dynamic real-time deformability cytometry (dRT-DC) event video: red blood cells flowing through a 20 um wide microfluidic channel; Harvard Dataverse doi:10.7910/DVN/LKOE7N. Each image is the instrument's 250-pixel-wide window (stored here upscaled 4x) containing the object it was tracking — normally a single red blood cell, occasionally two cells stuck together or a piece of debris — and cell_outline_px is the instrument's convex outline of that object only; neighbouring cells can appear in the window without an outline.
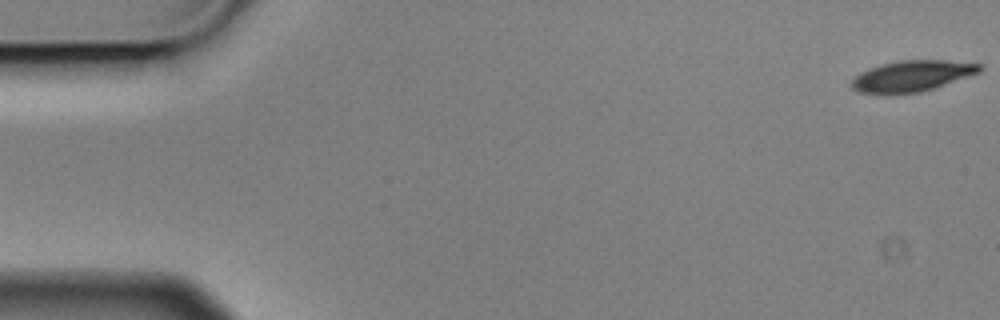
{"species": "Egyptian fruit bat (a non-hibernating species)", "species_latin": "Rousettus aegyptiacus", "temperature_condition": "cold", "stored_images_in_passage": 6, "camera_frame_rate_fps": 3000, "um_per_image_px": 0.085, "animal": {"sex": "male"}, "frame": {"image": 1, "passage_image": 1, "time_ms": 0.0, "image_size_px": [1000, 320], "cell_outline_px": [[984, 68], [980, 72], [920, 92], [888, 96], [860, 92], [852, 88], [852, 80], [856, 76], [880, 64], [900, 60], [944, 60], [984, 64]], "centroid_in_image_um": [77.53, 6.47], "position_along_channel_um": 7.5, "area_um2": 23.18}}